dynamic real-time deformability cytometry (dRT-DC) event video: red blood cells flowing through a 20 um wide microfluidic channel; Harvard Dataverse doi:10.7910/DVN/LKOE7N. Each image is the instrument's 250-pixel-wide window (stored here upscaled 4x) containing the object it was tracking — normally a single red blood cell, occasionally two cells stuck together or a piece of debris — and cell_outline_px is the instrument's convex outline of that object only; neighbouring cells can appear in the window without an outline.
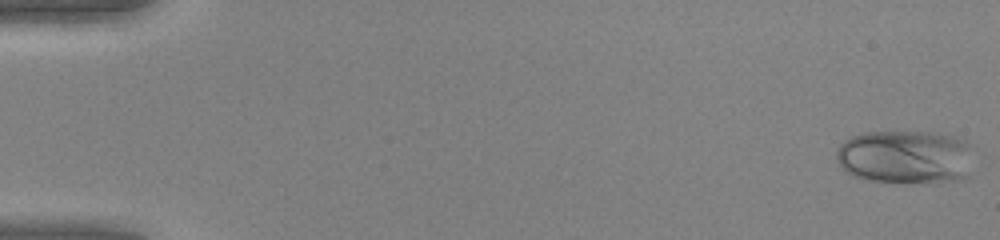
{"species": "human", "species_latin": "Homo sapiens", "temperature_condition": "warm", "stored_images_in_passage": 50, "camera_frame_rate_fps": 3000, "um_per_image_px": 0.085, "donor": {"sex": "female"}, "frame": {"image": 1, "passage_image": 1, "time_ms": 0.0, "image_size_px": [1000, 240], "cell_outline_px": [[972, 144], [968, 176], [964, 180], [940, 184], [924, 184], [868, 180], [852, 176], [844, 172], [840, 168], [836, 160], [836, 148], [844, 140], [860, 132], [932, 132], [952, 136], [964, 140]], "centroid_in_image_um": [76.95, 13.37], "position_along_channel_um": 8.0, "area_um2": 44.27}}
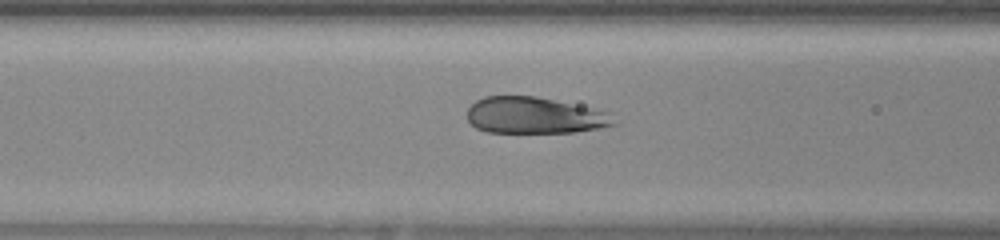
{"frame": {"image": 2, "passage_image": 21, "time_ms": 6.667, "image_size_px": [1000, 240], "cell_outline_px": [[620, 124], [600, 128], [576, 132], [488, 132], [476, 128], [468, 120], [468, 108], [476, 100], [484, 96], [536, 96], [592, 108], [608, 112]], "centroid_in_image_um": [45.46, 9.81], "position_along_channel_um": 121.1, "area_um2": 31.15}}
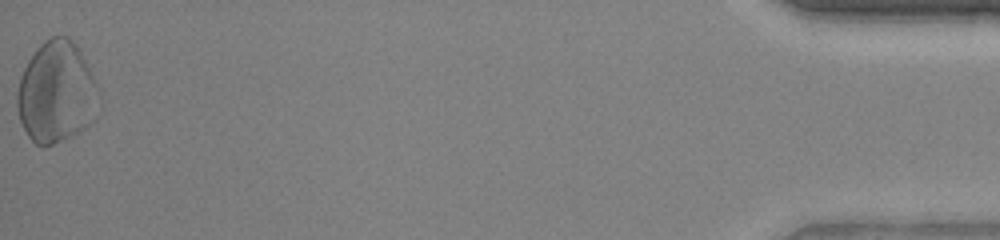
{"frame": {"image": 3, "passage_image": 50, "time_ms": 16.333, "image_size_px": [1000, 240], "cell_outline_px": [[96, 120], [80, 132], [44, 148], [36, 144], [28, 136], [20, 120], [16, 108], [16, 96], [20, 76], [28, 60], [36, 48], [44, 40], [52, 36], [68, 36], [76, 44], [96, 84]], "centroid_in_image_um": [4.75, 7.87], "position_along_channel_um": 430.4, "area_um2": 48.21}}